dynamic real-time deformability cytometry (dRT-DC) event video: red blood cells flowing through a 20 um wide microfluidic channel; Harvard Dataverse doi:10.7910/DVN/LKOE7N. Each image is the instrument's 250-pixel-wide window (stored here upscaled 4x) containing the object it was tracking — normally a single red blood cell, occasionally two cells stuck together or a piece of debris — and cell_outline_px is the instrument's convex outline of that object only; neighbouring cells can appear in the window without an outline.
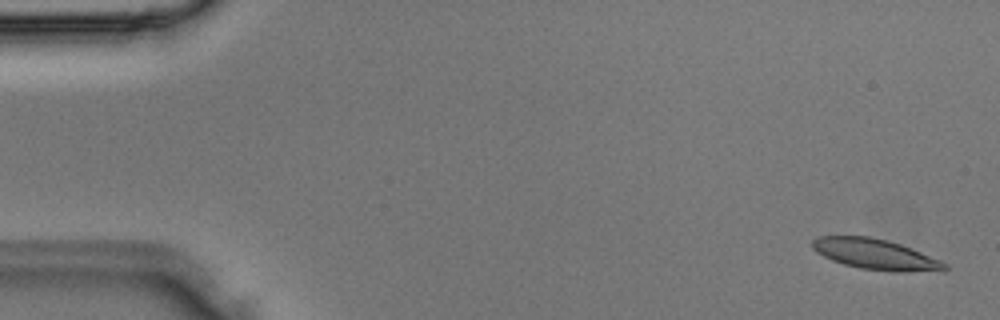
{"species": "Egyptian fruit bat (a non-hibernating species)", "species_latin": "Rousettus aegyptiacus", "temperature_condition": "room temperature", "stored_images_in_passage": 4, "camera_frame_rate_fps": 3000, "um_per_image_px": 0.085, "animal": {"sex": "male"}, "frame": {"image": 1, "passage_image": 1, "time_ms": 0.0, "image_size_px": [1000, 320], "cell_outline_px": [[948, 268], [944, 272], [892, 272], [860, 268], [844, 264], [832, 260], [816, 252], [812, 248], [812, 240], [816, 236], [868, 236], [888, 240], [912, 248], [940, 260], [948, 264]], "centroid_in_image_um": [74.47, 21.63], "position_along_channel_um": 10.5, "area_um2": 23.93}}